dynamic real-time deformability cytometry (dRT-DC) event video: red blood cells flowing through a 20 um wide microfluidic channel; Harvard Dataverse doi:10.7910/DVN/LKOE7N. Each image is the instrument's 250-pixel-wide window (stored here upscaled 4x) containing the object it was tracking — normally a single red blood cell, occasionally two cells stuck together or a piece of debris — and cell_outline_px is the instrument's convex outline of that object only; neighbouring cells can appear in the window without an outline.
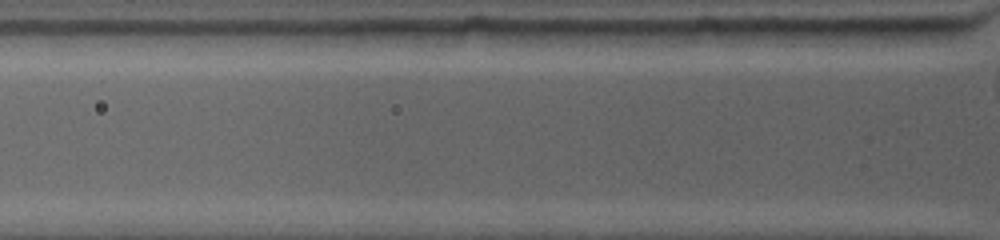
{"species": "common noctule bat (a hibernating species)", "species_latin": "Nyctalus noctula", "temperature_condition": "warm", "stored_images_in_passage": 2, "camera_frame_rate_fps": 4500, "um_per_image_px": 0.085, "animal": {"sex": "female", "body_mass_g": 19.0, "forearm_length_mm": 53.3}, "frame": {"image": 1, "passage_image": 2, "time_ms": 0.444, "image_size_px": [1000, 240], "cell_outline_px": [[724, 28], [720, 40], [708, 44], [620, 44], [584, 32], [584, 28]], "centroid_in_image_um": [55.95, 3.01], "position_along_channel_um": 69.8, "area_um2": 14.16}}